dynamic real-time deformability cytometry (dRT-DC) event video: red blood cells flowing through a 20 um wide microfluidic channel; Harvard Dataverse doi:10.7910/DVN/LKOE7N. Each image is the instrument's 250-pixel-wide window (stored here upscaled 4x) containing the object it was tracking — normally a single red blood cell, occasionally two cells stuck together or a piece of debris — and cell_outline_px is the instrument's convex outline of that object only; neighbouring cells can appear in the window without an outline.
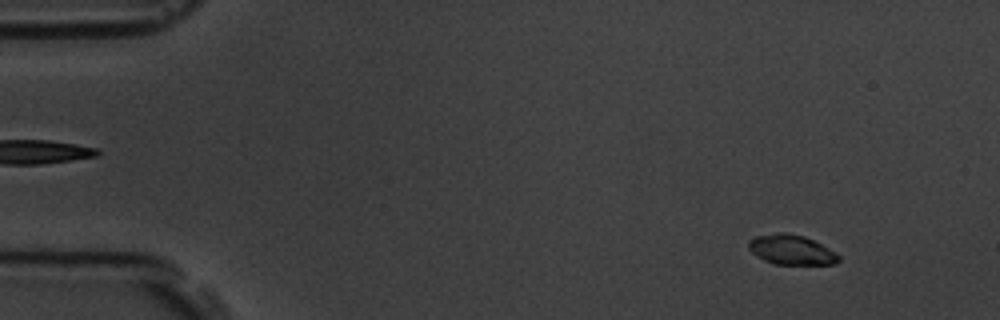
{"species": "common noctule bat (a hibernating species)", "species_latin": "Nyctalus noctula", "temperature_condition": "room temperature", "stored_images_in_passage": 4, "camera_frame_rate_fps": 3000, "um_per_image_px": 0.085, "animal": {"sex": "male", "body_mass_g": 19.5, "forearm_length_mm": 54.6}, "frame": {"image": 1, "passage_image": 1, "time_ms": 0.0, "image_size_px": [1000, 320], "cell_outline_px": [[840, 260], [836, 264], [776, 264], [764, 260], [756, 256], [748, 248], [748, 240], [756, 236], [780, 232], [784, 232], [804, 236], [836, 252], [840, 256]], "centroid_in_image_um": [67.26, 21.23], "position_along_channel_um": 17.7, "area_um2": 15.61}}